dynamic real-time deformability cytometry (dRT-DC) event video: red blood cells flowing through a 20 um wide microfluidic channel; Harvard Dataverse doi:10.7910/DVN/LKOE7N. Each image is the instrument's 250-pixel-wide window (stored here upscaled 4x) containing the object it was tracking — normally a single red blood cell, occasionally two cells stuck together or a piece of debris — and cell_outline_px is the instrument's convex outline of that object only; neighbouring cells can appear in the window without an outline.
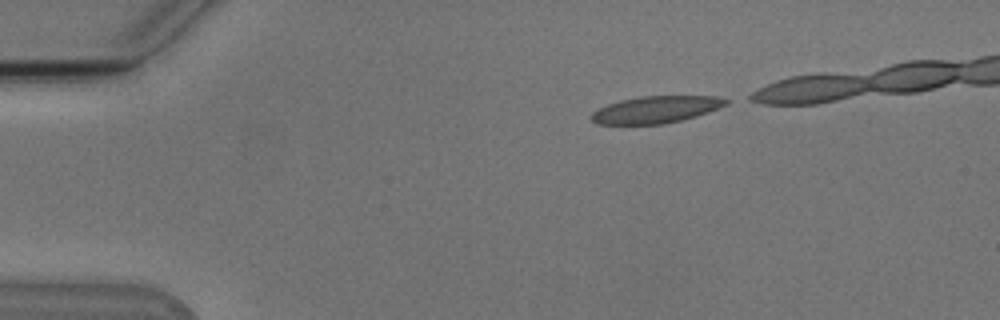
{"species": "Egyptian fruit bat (a non-hibernating species)", "species_latin": "Rousettus aegyptiacus", "temperature_condition": "cold", "stored_images_in_passage": 12, "camera_frame_rate_fps": 3000, "um_per_image_px": 0.085, "animal": {"sex": "male"}, "frame": {"image": 1, "passage_image": 1, "time_ms": 0.0, "image_size_px": [1000, 320], "cell_outline_px": [[732, 100], [728, 104], [708, 112], [696, 116], [664, 124], [596, 124], [592, 120], [592, 112], [608, 104], [620, 100], [640, 96], [716, 96]], "centroid_in_image_um": [55.79, 9.3], "position_along_channel_um": 29.2, "area_um2": 21.1}}